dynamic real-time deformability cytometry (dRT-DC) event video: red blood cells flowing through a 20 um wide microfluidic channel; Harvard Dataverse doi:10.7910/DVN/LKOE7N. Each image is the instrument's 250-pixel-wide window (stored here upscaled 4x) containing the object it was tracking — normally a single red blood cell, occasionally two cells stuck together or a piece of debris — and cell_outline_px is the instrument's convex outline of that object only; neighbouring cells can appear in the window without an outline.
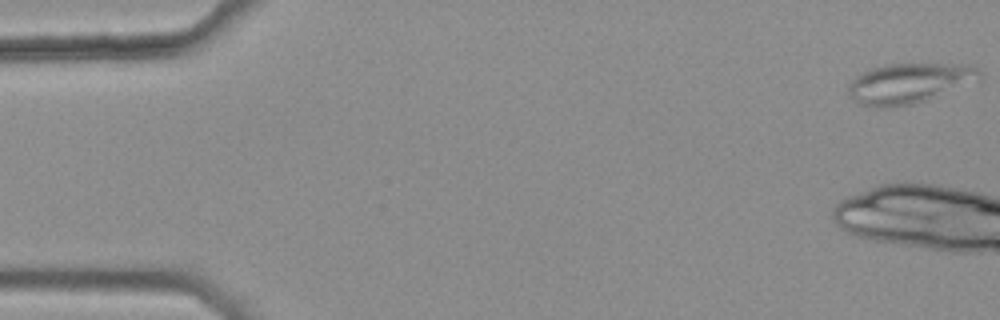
{"species": "common noctule bat (a hibernating species)", "species_latin": "Nyctalus noctula", "temperature_condition": "warm", "stored_images_in_passage": 40, "camera_frame_rate_fps": 3000, "um_per_image_px": 0.085, "animal": {"sex": "female", "body_mass_g": 25.1}, "frame": {"image": 1, "passage_image": 1, "time_ms": 0.0, "image_size_px": [1000, 320], "cell_outline_px": [[984, 76], [980, 80], [928, 100], [912, 104], [888, 108], [872, 108], [860, 104], [848, 96], [848, 84], [856, 76], [868, 68], [888, 64], [964, 64], [976, 68]], "centroid_in_image_um": [77.25, 7.09], "position_along_channel_um": 7.7, "area_um2": 31.15}}